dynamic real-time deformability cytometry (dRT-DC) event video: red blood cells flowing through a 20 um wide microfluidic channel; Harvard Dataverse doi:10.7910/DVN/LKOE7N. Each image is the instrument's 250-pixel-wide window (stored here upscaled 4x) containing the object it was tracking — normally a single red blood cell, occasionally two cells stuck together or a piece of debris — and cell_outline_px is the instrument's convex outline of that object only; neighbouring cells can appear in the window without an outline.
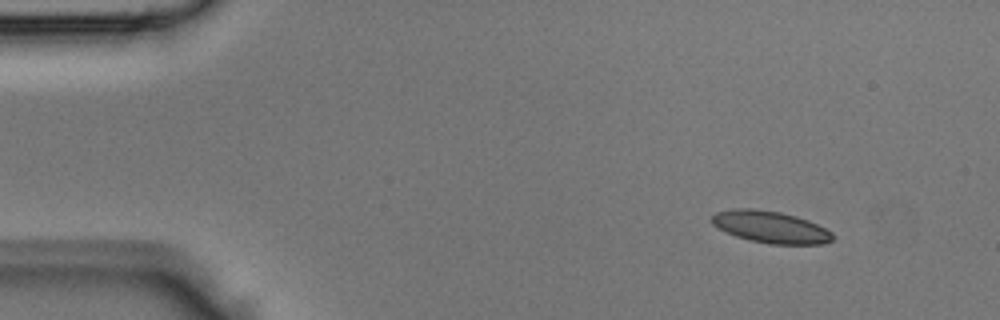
{"species": "Egyptian fruit bat (a non-hibernating species)", "species_latin": "Rousettus aegyptiacus", "temperature_condition": "room temperature", "stored_images_in_passage": 43, "camera_frame_rate_fps": 3000, "um_per_image_px": 0.085, "animal": {"sex": "male"}, "frame": {"image": 1, "passage_image": 4, "time_ms": 1.0, "image_size_px": [1000, 320], "cell_outline_px": [[836, 236], [832, 240], [824, 244], [768, 244], [748, 240], [736, 236], [712, 224], [708, 220], [716, 212], [736, 208], [752, 208], [780, 212], [796, 216], [808, 220], [832, 232]], "centroid_in_image_um": [65.5, 19.3], "position_along_channel_um": 19.5, "area_um2": 22.54}}
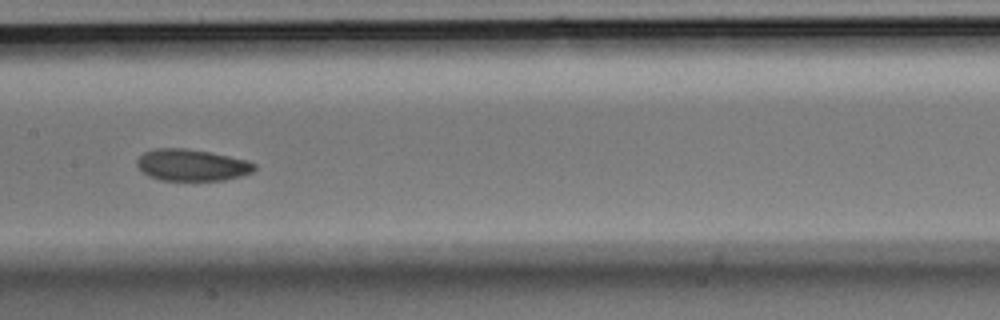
{"frame": {"image": 2, "passage_image": 21, "time_ms": 6.667, "image_size_px": [1000, 320], "cell_outline_px": [[256, 168], [252, 172], [240, 176], [224, 180], [160, 180], [148, 176], [136, 164], [136, 160], [144, 152], [156, 148], [184, 148], [208, 152], [248, 160], [256, 164]], "centroid_in_image_um": [16.3, 14.03], "position_along_channel_um": 191.1, "area_um2": 21.56}}
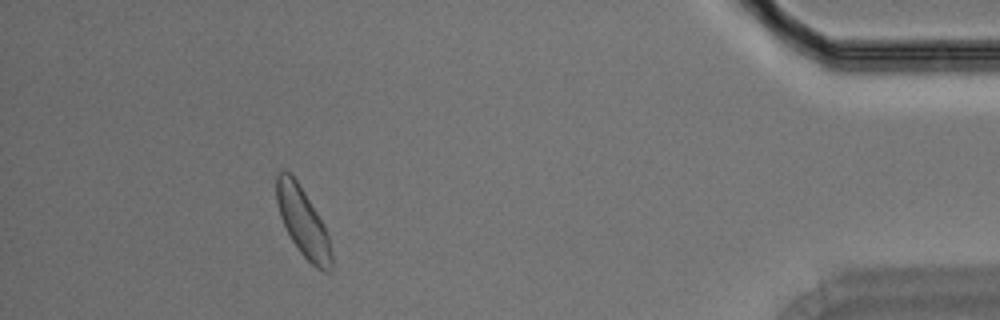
{"frame": {"image": 3, "passage_image": 39, "time_ms": 12.667, "image_size_px": [1000, 320], "cell_outline_px": [[332, 272], [324, 272], [316, 268], [300, 252], [292, 240], [280, 216], [276, 200], [276, 172], [284, 168], [296, 180], [304, 192], [316, 212], [328, 236], [332, 256]], "centroid_in_image_um": [25.73, 18.87], "position_along_channel_um": 409.5, "area_um2": 21.68}}